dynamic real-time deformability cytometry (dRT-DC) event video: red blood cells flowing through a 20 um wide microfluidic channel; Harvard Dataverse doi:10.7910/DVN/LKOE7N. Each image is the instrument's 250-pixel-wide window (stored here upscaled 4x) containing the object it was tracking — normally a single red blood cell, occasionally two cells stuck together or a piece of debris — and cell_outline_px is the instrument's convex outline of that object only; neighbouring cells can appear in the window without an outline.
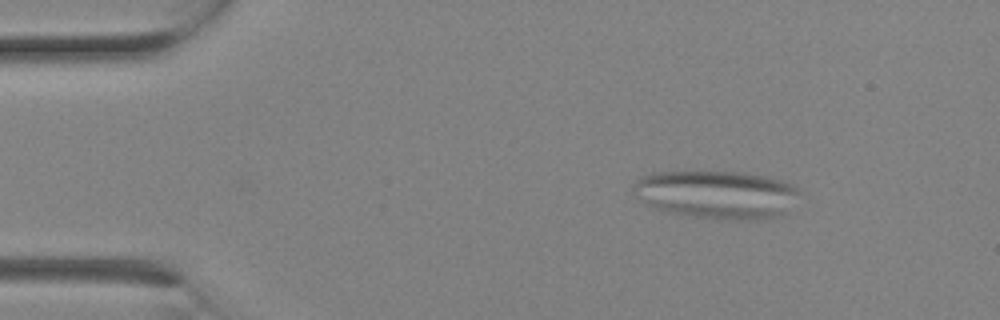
{"species": "Egyptian fruit bat (a non-hibernating species)", "species_latin": "Rousettus aegyptiacus", "temperature_condition": "room temperature", "stored_images_in_passage": 5, "camera_frame_rate_fps": 3000, "um_per_image_px": 0.085, "animal": {"sex": "female"}, "frame": {"image": 1, "passage_image": 5, "time_ms": 1.333, "image_size_px": [1000, 320], "cell_outline_px": [[800, 192], [784, 212], [776, 216], [760, 220], [720, 220], [672, 212], [656, 208], [648, 204], [636, 196], [632, 188], [636, 180], [640, 176], [652, 172], [744, 172], [784, 180], [800, 188]], "centroid_in_image_um": [60.92, 16.52], "position_along_channel_um": 24.1, "area_um2": 46.47}}